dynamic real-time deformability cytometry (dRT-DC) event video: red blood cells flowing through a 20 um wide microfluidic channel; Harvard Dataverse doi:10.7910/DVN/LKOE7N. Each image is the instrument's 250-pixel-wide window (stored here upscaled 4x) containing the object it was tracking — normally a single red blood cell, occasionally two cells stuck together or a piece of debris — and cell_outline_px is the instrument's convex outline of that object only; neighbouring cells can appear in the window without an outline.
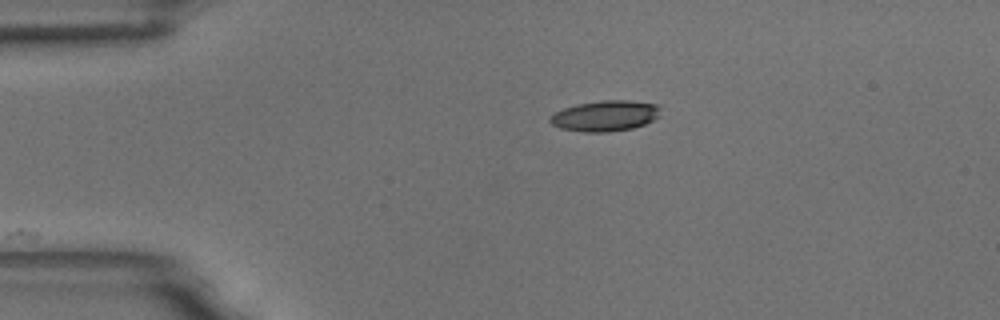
{"species": "common noctule bat (a hibernating species)", "species_latin": "Nyctalus noctula", "temperature_condition": "room temperature", "stored_images_in_passage": 25, "camera_frame_rate_fps": 3000, "um_per_image_px": 0.085, "animal": {"sex": "male", "body_mass_g": 18.8}, "frame": {"image": 1, "passage_image": 1, "time_ms": 0.0, "image_size_px": [1000, 320], "cell_outline_px": [[660, 116], [644, 124], [632, 128], [608, 132], [584, 132], [560, 128], [552, 124], [548, 120], [556, 112], [564, 108], [576, 104], [600, 100], [628, 100], [656, 104], [660, 108]], "centroid_in_image_um": [51.45, 9.84], "position_along_channel_um": 33.6, "area_um2": 19.71}}
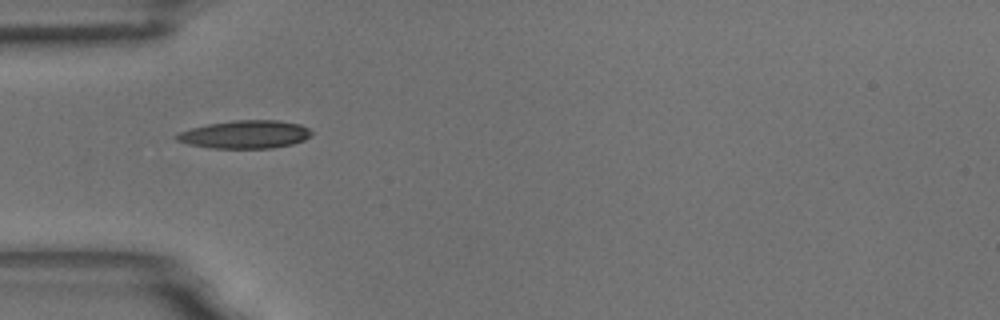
{"frame": {"image": 2, "passage_image": 7, "time_ms": 2.0, "image_size_px": [1000, 320], "cell_outline_px": [[312, 136], [304, 140], [292, 144], [272, 148], [212, 148], [188, 144], [176, 140], [172, 136], [180, 132], [192, 128], [208, 124], [232, 120], [276, 120], [300, 124], [308, 128], [312, 132]], "centroid_in_image_um": [20.84, 11.42], "position_along_channel_um": 64.2, "area_um2": 22.08}}
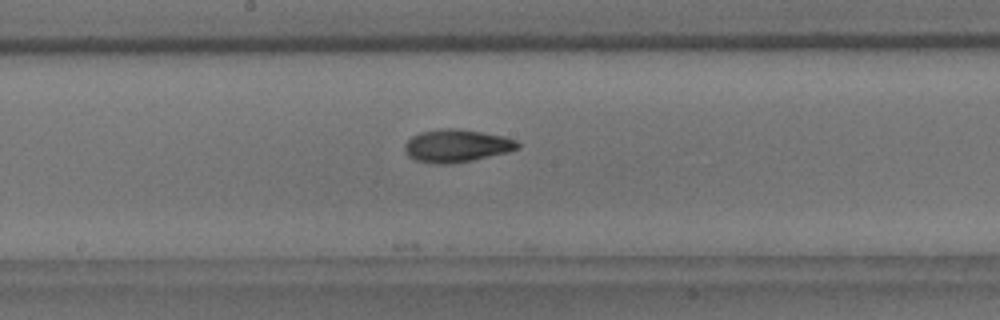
{"frame": {"image": 3, "passage_image": 19, "time_ms": 6.0, "image_size_px": [1000, 320], "cell_outline_px": [[520, 148], [508, 152], [472, 160], [452, 164], [432, 164], [416, 160], [408, 156], [404, 148], [404, 144], [412, 136], [420, 132], [440, 128], [456, 128], [504, 136], [516, 140], [520, 144]], "centroid_in_image_um": [38.8, 12.39], "position_along_channel_um": 209.4, "area_um2": 21.68}}